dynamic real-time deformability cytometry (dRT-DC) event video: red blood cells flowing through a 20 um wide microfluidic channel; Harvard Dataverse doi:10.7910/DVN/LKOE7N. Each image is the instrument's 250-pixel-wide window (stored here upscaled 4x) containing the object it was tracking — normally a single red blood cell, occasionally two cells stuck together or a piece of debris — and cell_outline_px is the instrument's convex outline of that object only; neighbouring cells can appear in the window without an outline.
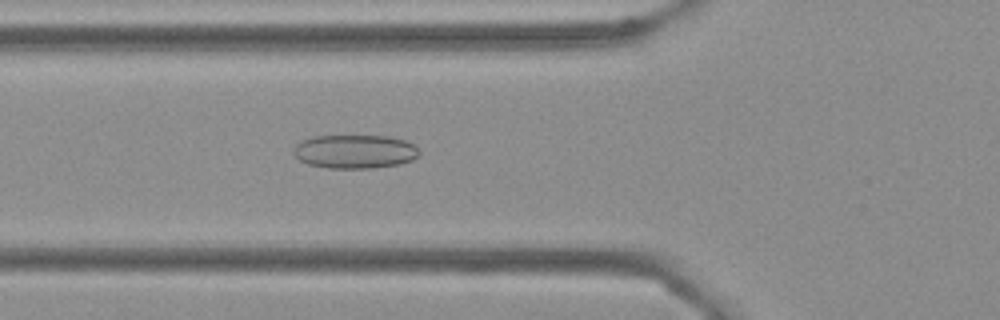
{"species": "Egyptian fruit bat (a non-hibernating species)", "species_latin": "Rousettus aegyptiacus", "temperature_condition": "cold", "stored_images_in_passage": 56, "camera_frame_rate_fps": 3000, "um_per_image_px": 0.085, "frame": {"image": 1, "passage_image": 20, "time_ms": 6.333, "image_size_px": [1000, 320], "cell_outline_px": [[420, 152], [412, 160], [400, 164], [372, 168], [328, 168], [308, 164], [300, 160], [292, 152], [292, 148], [300, 140], [316, 136], [388, 136], [404, 140], [412, 144]], "centroid_in_image_um": [30.12, 12.88], "position_along_channel_um": 95.7, "area_um2": 24.68}}
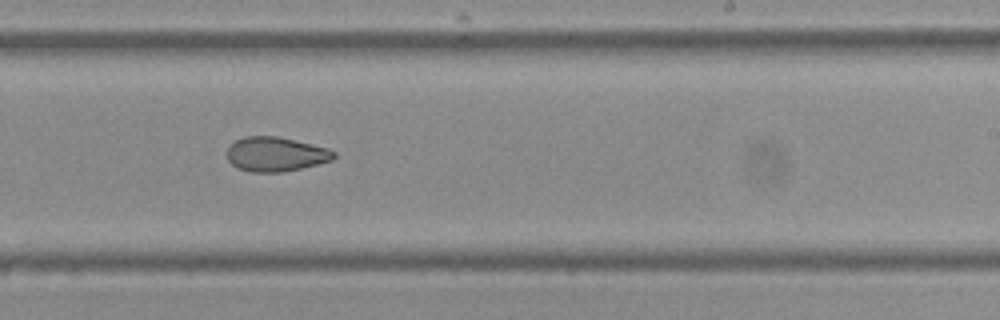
{"frame": {"image": 2, "passage_image": 34, "time_ms": 11.0, "image_size_px": [1000, 320], "cell_outline_px": [[336, 156], [332, 160], [300, 168], [280, 172], [248, 172], [236, 168], [228, 160], [228, 148], [236, 140], [244, 136], [276, 136], [328, 148], [336, 152]], "centroid_in_image_um": [23.42, 13.11], "position_along_channel_um": 265.6, "area_um2": 21.27}}
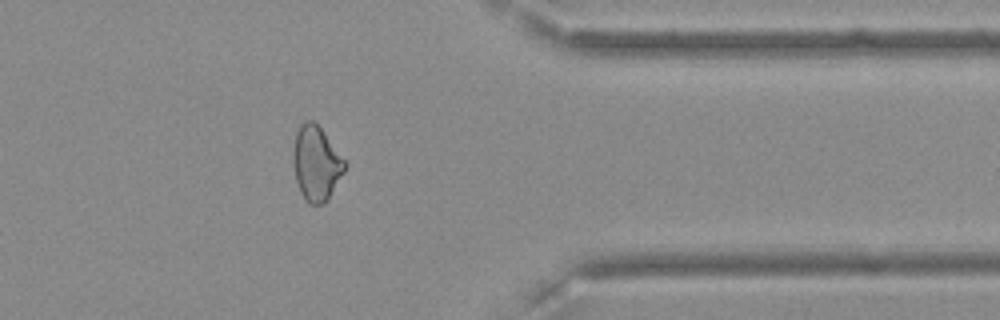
{"frame": {"image": 3, "passage_image": 45, "time_ms": 14.667, "image_size_px": [1000, 320], "cell_outline_px": [[348, 164], [344, 172], [328, 200], [324, 204], [308, 204], [304, 200], [300, 192], [296, 180], [292, 164], [292, 152], [296, 132], [300, 124], [304, 120], [312, 120], [320, 128]], "centroid_in_image_um": [26.86, 13.91], "position_along_channel_um": 384.5, "area_um2": 22.66}, "authors_computed_cell_mechanics": {"area_um2": 24.1315, "velocity_mm_per_s": 3.6299, "shape_relaxation_time_tau1_ms": null, "shape_relaxation_time_tau2_ms": 3.1053, "deformation_change_tau1": null, "deformation_change_tau2": 0.0867}}